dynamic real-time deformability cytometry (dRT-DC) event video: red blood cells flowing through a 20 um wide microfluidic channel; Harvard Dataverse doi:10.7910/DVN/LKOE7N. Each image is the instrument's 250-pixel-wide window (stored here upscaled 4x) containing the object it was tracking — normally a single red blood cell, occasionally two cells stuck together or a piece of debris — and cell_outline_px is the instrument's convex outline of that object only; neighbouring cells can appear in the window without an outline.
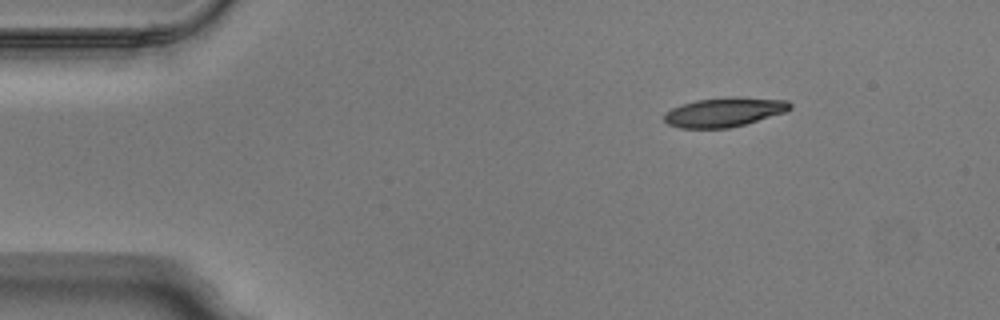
{"species": "Egyptian fruit bat (a non-hibernating species)", "species_latin": "Rousettus aegyptiacus", "temperature_condition": "warm", "stored_images_in_passage": 30, "camera_frame_rate_fps": 3000, "um_per_image_px": 0.085, "animal": {"sex": "male"}, "frame": {"image": 1, "passage_image": 1, "time_ms": 0.0, "image_size_px": [1000, 320], "cell_outline_px": [[788, 108], [752, 120], [736, 124], [680, 124], [692, 104], [712, 100], [760, 100], [788, 104]], "centroid_in_image_um": [62.06, 9.48], "position_along_channel_um": 22.9, "area_um2": 13.99}}